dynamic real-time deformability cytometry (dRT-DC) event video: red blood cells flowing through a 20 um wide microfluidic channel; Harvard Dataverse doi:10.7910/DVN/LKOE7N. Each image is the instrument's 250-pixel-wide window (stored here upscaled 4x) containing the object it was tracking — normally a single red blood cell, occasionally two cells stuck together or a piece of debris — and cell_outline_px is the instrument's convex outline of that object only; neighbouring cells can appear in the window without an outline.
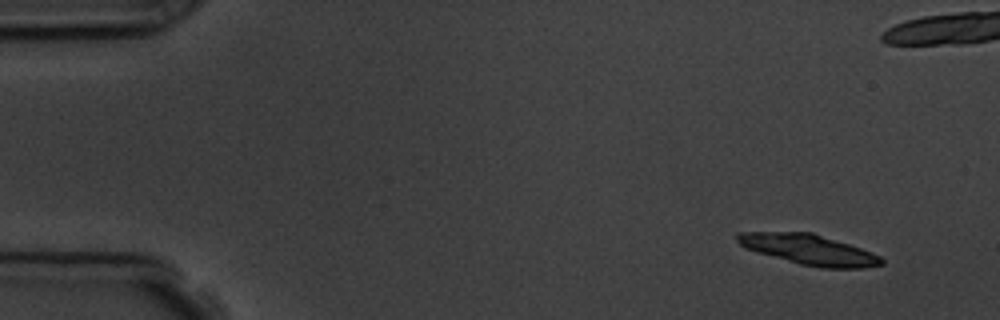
{"species": "common noctule bat (a hibernating species)", "species_latin": "Nyctalus noctula", "temperature_condition": "room temperature", "stored_images_in_passage": 6, "camera_frame_rate_fps": 3000, "um_per_image_px": 0.085, "animal": {"sex": "male", "body_mass_g": 19.5, "forearm_length_mm": 54.6}, "frame": {"image": 1, "passage_image": 1, "time_ms": 0.0, "image_size_px": [1000, 320], "cell_outline_px": [[884, 264], [864, 268], [820, 268], [800, 264], [756, 252], [744, 248], [736, 240], [736, 232], [812, 232], [872, 252], [880, 256], [884, 260]], "centroid_in_image_um": [68.74, 21.22], "position_along_channel_um": 16.3, "area_um2": 25.43}}